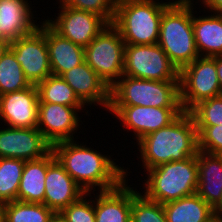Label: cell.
I'll return each instance as SVG.
<instances>
[{"label": "cell", "instance_id": "6da1fadb", "mask_svg": "<svg viewBox=\"0 0 222 222\" xmlns=\"http://www.w3.org/2000/svg\"><path fill=\"white\" fill-rule=\"evenodd\" d=\"M75 140L63 141L52 146L55 158L65 171L86 192L94 189L108 191L120 186L127 178V169L116 165L115 159L103 155Z\"/></svg>", "mask_w": 222, "mask_h": 222}, {"label": "cell", "instance_id": "7a4b0ae2", "mask_svg": "<svg viewBox=\"0 0 222 222\" xmlns=\"http://www.w3.org/2000/svg\"><path fill=\"white\" fill-rule=\"evenodd\" d=\"M137 144L146 170L196 156L198 133L194 118L190 112L183 111L168 126L146 135Z\"/></svg>", "mask_w": 222, "mask_h": 222}, {"label": "cell", "instance_id": "3957f363", "mask_svg": "<svg viewBox=\"0 0 222 222\" xmlns=\"http://www.w3.org/2000/svg\"><path fill=\"white\" fill-rule=\"evenodd\" d=\"M192 1L173 0L160 21L157 44L179 71L200 57L192 26Z\"/></svg>", "mask_w": 222, "mask_h": 222}, {"label": "cell", "instance_id": "277c9868", "mask_svg": "<svg viewBox=\"0 0 222 222\" xmlns=\"http://www.w3.org/2000/svg\"><path fill=\"white\" fill-rule=\"evenodd\" d=\"M172 2L117 0L113 25L125 44H157L163 11Z\"/></svg>", "mask_w": 222, "mask_h": 222}, {"label": "cell", "instance_id": "5b68a950", "mask_svg": "<svg viewBox=\"0 0 222 222\" xmlns=\"http://www.w3.org/2000/svg\"><path fill=\"white\" fill-rule=\"evenodd\" d=\"M147 171L143 195L165 204L196 193L198 187L197 155L181 161H171Z\"/></svg>", "mask_w": 222, "mask_h": 222}, {"label": "cell", "instance_id": "8992f818", "mask_svg": "<svg viewBox=\"0 0 222 222\" xmlns=\"http://www.w3.org/2000/svg\"><path fill=\"white\" fill-rule=\"evenodd\" d=\"M109 106L182 108L179 81H155L122 75L110 88Z\"/></svg>", "mask_w": 222, "mask_h": 222}, {"label": "cell", "instance_id": "52a82bcc", "mask_svg": "<svg viewBox=\"0 0 222 222\" xmlns=\"http://www.w3.org/2000/svg\"><path fill=\"white\" fill-rule=\"evenodd\" d=\"M125 45L118 29L110 23L84 48L85 62L109 88L123 75Z\"/></svg>", "mask_w": 222, "mask_h": 222}, {"label": "cell", "instance_id": "ba28073f", "mask_svg": "<svg viewBox=\"0 0 222 222\" xmlns=\"http://www.w3.org/2000/svg\"><path fill=\"white\" fill-rule=\"evenodd\" d=\"M180 102L189 112L200 101L221 95L216 57H198L179 73Z\"/></svg>", "mask_w": 222, "mask_h": 222}, {"label": "cell", "instance_id": "9c48e42d", "mask_svg": "<svg viewBox=\"0 0 222 222\" xmlns=\"http://www.w3.org/2000/svg\"><path fill=\"white\" fill-rule=\"evenodd\" d=\"M180 71L158 44L125 45L123 75L155 81H179Z\"/></svg>", "mask_w": 222, "mask_h": 222}, {"label": "cell", "instance_id": "30bf717a", "mask_svg": "<svg viewBox=\"0 0 222 222\" xmlns=\"http://www.w3.org/2000/svg\"><path fill=\"white\" fill-rule=\"evenodd\" d=\"M30 34L12 41L9 50L21 65L25 78L31 85H37L52 75L46 37L44 35V21Z\"/></svg>", "mask_w": 222, "mask_h": 222}, {"label": "cell", "instance_id": "8fae6325", "mask_svg": "<svg viewBox=\"0 0 222 222\" xmlns=\"http://www.w3.org/2000/svg\"><path fill=\"white\" fill-rule=\"evenodd\" d=\"M56 19L46 22L62 37L85 48L108 23L99 15L73 9L60 3Z\"/></svg>", "mask_w": 222, "mask_h": 222}, {"label": "cell", "instance_id": "7c38bea8", "mask_svg": "<svg viewBox=\"0 0 222 222\" xmlns=\"http://www.w3.org/2000/svg\"><path fill=\"white\" fill-rule=\"evenodd\" d=\"M122 126L133 130L137 142L146 135L168 126L182 112V108H159L146 106H109Z\"/></svg>", "mask_w": 222, "mask_h": 222}, {"label": "cell", "instance_id": "4fadbf2b", "mask_svg": "<svg viewBox=\"0 0 222 222\" xmlns=\"http://www.w3.org/2000/svg\"><path fill=\"white\" fill-rule=\"evenodd\" d=\"M79 110H85L84 106L39 103L37 129L51 146L74 140L73 135L80 126Z\"/></svg>", "mask_w": 222, "mask_h": 222}, {"label": "cell", "instance_id": "5bb4252c", "mask_svg": "<svg viewBox=\"0 0 222 222\" xmlns=\"http://www.w3.org/2000/svg\"><path fill=\"white\" fill-rule=\"evenodd\" d=\"M51 150L52 146L37 127L0 129V158L37 160L43 158Z\"/></svg>", "mask_w": 222, "mask_h": 222}, {"label": "cell", "instance_id": "9a60e30c", "mask_svg": "<svg viewBox=\"0 0 222 222\" xmlns=\"http://www.w3.org/2000/svg\"><path fill=\"white\" fill-rule=\"evenodd\" d=\"M85 193L65 171L51 150L47 154L44 204L54 213H60Z\"/></svg>", "mask_w": 222, "mask_h": 222}, {"label": "cell", "instance_id": "2e32d148", "mask_svg": "<svg viewBox=\"0 0 222 222\" xmlns=\"http://www.w3.org/2000/svg\"><path fill=\"white\" fill-rule=\"evenodd\" d=\"M38 91L36 85L0 96V119L8 127L35 128L38 124Z\"/></svg>", "mask_w": 222, "mask_h": 222}, {"label": "cell", "instance_id": "e0dca14e", "mask_svg": "<svg viewBox=\"0 0 222 222\" xmlns=\"http://www.w3.org/2000/svg\"><path fill=\"white\" fill-rule=\"evenodd\" d=\"M61 77L84 105L91 107L97 103L108 110L110 88L85 61L64 72Z\"/></svg>", "mask_w": 222, "mask_h": 222}, {"label": "cell", "instance_id": "ac0fdd59", "mask_svg": "<svg viewBox=\"0 0 222 222\" xmlns=\"http://www.w3.org/2000/svg\"><path fill=\"white\" fill-rule=\"evenodd\" d=\"M31 9L28 0H0V37L11 43L35 30Z\"/></svg>", "mask_w": 222, "mask_h": 222}, {"label": "cell", "instance_id": "d6986e66", "mask_svg": "<svg viewBox=\"0 0 222 222\" xmlns=\"http://www.w3.org/2000/svg\"><path fill=\"white\" fill-rule=\"evenodd\" d=\"M44 35L48 48L52 75L61 76L64 72L85 61L84 48L57 33L44 21Z\"/></svg>", "mask_w": 222, "mask_h": 222}, {"label": "cell", "instance_id": "ffe728a7", "mask_svg": "<svg viewBox=\"0 0 222 222\" xmlns=\"http://www.w3.org/2000/svg\"><path fill=\"white\" fill-rule=\"evenodd\" d=\"M95 195V222H128L131 218L132 187L125 180L120 186Z\"/></svg>", "mask_w": 222, "mask_h": 222}, {"label": "cell", "instance_id": "44dd1931", "mask_svg": "<svg viewBox=\"0 0 222 222\" xmlns=\"http://www.w3.org/2000/svg\"><path fill=\"white\" fill-rule=\"evenodd\" d=\"M198 187L196 193L212 208L222 195V158L217 154L198 150Z\"/></svg>", "mask_w": 222, "mask_h": 222}, {"label": "cell", "instance_id": "7402d4cb", "mask_svg": "<svg viewBox=\"0 0 222 222\" xmlns=\"http://www.w3.org/2000/svg\"><path fill=\"white\" fill-rule=\"evenodd\" d=\"M192 2V26L196 48L200 57L222 55V14L194 16Z\"/></svg>", "mask_w": 222, "mask_h": 222}, {"label": "cell", "instance_id": "603a6c76", "mask_svg": "<svg viewBox=\"0 0 222 222\" xmlns=\"http://www.w3.org/2000/svg\"><path fill=\"white\" fill-rule=\"evenodd\" d=\"M167 222H212L213 208L197 193L163 204Z\"/></svg>", "mask_w": 222, "mask_h": 222}, {"label": "cell", "instance_id": "cb8c5ba5", "mask_svg": "<svg viewBox=\"0 0 222 222\" xmlns=\"http://www.w3.org/2000/svg\"><path fill=\"white\" fill-rule=\"evenodd\" d=\"M47 155L37 160L25 161L17 201L44 204Z\"/></svg>", "mask_w": 222, "mask_h": 222}, {"label": "cell", "instance_id": "d4e9b609", "mask_svg": "<svg viewBox=\"0 0 222 222\" xmlns=\"http://www.w3.org/2000/svg\"><path fill=\"white\" fill-rule=\"evenodd\" d=\"M36 87L39 103L85 106L61 76L50 75Z\"/></svg>", "mask_w": 222, "mask_h": 222}, {"label": "cell", "instance_id": "484cf974", "mask_svg": "<svg viewBox=\"0 0 222 222\" xmlns=\"http://www.w3.org/2000/svg\"><path fill=\"white\" fill-rule=\"evenodd\" d=\"M4 222H48L54 212L45 204L13 201L2 204Z\"/></svg>", "mask_w": 222, "mask_h": 222}, {"label": "cell", "instance_id": "4316f807", "mask_svg": "<svg viewBox=\"0 0 222 222\" xmlns=\"http://www.w3.org/2000/svg\"><path fill=\"white\" fill-rule=\"evenodd\" d=\"M25 161L15 158H0V204L17 200Z\"/></svg>", "mask_w": 222, "mask_h": 222}, {"label": "cell", "instance_id": "83f0119b", "mask_svg": "<svg viewBox=\"0 0 222 222\" xmlns=\"http://www.w3.org/2000/svg\"><path fill=\"white\" fill-rule=\"evenodd\" d=\"M25 78L21 65L15 55L7 49L0 57V96L10 92H17L30 87Z\"/></svg>", "mask_w": 222, "mask_h": 222}, {"label": "cell", "instance_id": "f1b7e54d", "mask_svg": "<svg viewBox=\"0 0 222 222\" xmlns=\"http://www.w3.org/2000/svg\"><path fill=\"white\" fill-rule=\"evenodd\" d=\"M132 187L131 218L134 222H167L164 207L147 199Z\"/></svg>", "mask_w": 222, "mask_h": 222}, {"label": "cell", "instance_id": "f546056e", "mask_svg": "<svg viewBox=\"0 0 222 222\" xmlns=\"http://www.w3.org/2000/svg\"><path fill=\"white\" fill-rule=\"evenodd\" d=\"M189 112L196 126L222 125V94L200 101Z\"/></svg>", "mask_w": 222, "mask_h": 222}, {"label": "cell", "instance_id": "4dcf8cb0", "mask_svg": "<svg viewBox=\"0 0 222 222\" xmlns=\"http://www.w3.org/2000/svg\"><path fill=\"white\" fill-rule=\"evenodd\" d=\"M59 3L73 9L95 13L110 24L114 20L117 0H59Z\"/></svg>", "mask_w": 222, "mask_h": 222}, {"label": "cell", "instance_id": "1f68e13d", "mask_svg": "<svg viewBox=\"0 0 222 222\" xmlns=\"http://www.w3.org/2000/svg\"><path fill=\"white\" fill-rule=\"evenodd\" d=\"M88 196L92 197L91 192L85 193L60 212L66 222H95L94 200L87 199Z\"/></svg>", "mask_w": 222, "mask_h": 222}, {"label": "cell", "instance_id": "d6a6232c", "mask_svg": "<svg viewBox=\"0 0 222 222\" xmlns=\"http://www.w3.org/2000/svg\"><path fill=\"white\" fill-rule=\"evenodd\" d=\"M198 133V150L211 153H222V125L196 126Z\"/></svg>", "mask_w": 222, "mask_h": 222}, {"label": "cell", "instance_id": "836d02e7", "mask_svg": "<svg viewBox=\"0 0 222 222\" xmlns=\"http://www.w3.org/2000/svg\"><path fill=\"white\" fill-rule=\"evenodd\" d=\"M201 2V0H200ZM207 10L213 13L222 14V0H202L201 2Z\"/></svg>", "mask_w": 222, "mask_h": 222}, {"label": "cell", "instance_id": "e575fe53", "mask_svg": "<svg viewBox=\"0 0 222 222\" xmlns=\"http://www.w3.org/2000/svg\"><path fill=\"white\" fill-rule=\"evenodd\" d=\"M216 70L219 78V85L222 92V55L216 56Z\"/></svg>", "mask_w": 222, "mask_h": 222}, {"label": "cell", "instance_id": "d590c367", "mask_svg": "<svg viewBox=\"0 0 222 222\" xmlns=\"http://www.w3.org/2000/svg\"><path fill=\"white\" fill-rule=\"evenodd\" d=\"M213 214L215 219L222 220V195L219 202L213 207Z\"/></svg>", "mask_w": 222, "mask_h": 222}, {"label": "cell", "instance_id": "8d00e7d4", "mask_svg": "<svg viewBox=\"0 0 222 222\" xmlns=\"http://www.w3.org/2000/svg\"><path fill=\"white\" fill-rule=\"evenodd\" d=\"M9 46L10 43L0 37V57L5 53Z\"/></svg>", "mask_w": 222, "mask_h": 222}, {"label": "cell", "instance_id": "74e56055", "mask_svg": "<svg viewBox=\"0 0 222 222\" xmlns=\"http://www.w3.org/2000/svg\"><path fill=\"white\" fill-rule=\"evenodd\" d=\"M48 222H66L60 213H54Z\"/></svg>", "mask_w": 222, "mask_h": 222}, {"label": "cell", "instance_id": "f35d334b", "mask_svg": "<svg viewBox=\"0 0 222 222\" xmlns=\"http://www.w3.org/2000/svg\"><path fill=\"white\" fill-rule=\"evenodd\" d=\"M0 222H4V210L2 204H0Z\"/></svg>", "mask_w": 222, "mask_h": 222}, {"label": "cell", "instance_id": "ab89813d", "mask_svg": "<svg viewBox=\"0 0 222 222\" xmlns=\"http://www.w3.org/2000/svg\"><path fill=\"white\" fill-rule=\"evenodd\" d=\"M212 222H222L220 219H214Z\"/></svg>", "mask_w": 222, "mask_h": 222}]
</instances>
